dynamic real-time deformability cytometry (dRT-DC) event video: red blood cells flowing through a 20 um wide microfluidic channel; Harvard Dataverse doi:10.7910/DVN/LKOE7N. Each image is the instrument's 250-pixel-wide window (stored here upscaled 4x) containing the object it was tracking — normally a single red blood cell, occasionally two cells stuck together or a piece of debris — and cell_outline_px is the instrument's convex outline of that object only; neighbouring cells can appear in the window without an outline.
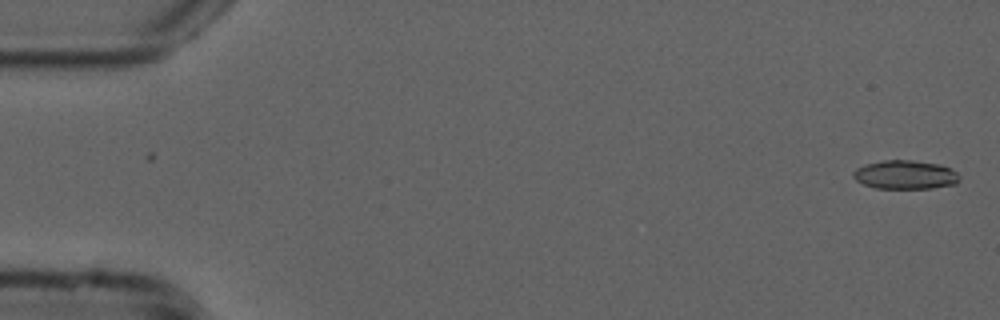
{"species": "common noctule bat (a hibernating species)", "species_latin": "Nyctalus noctula", "temperature_condition": "cold", "stored_images_in_passage": 4, "camera_frame_rate_fps": 3000, "um_per_image_px": 0.085, "animal": {"sex": "male", "forearm_length_mm": 52.5}, "frame": {"image": 1, "passage_image": 1, "time_ms": 0.0, "image_size_px": [1000, 320], "cell_outline_px": [[960, 180], [956, 184], [932, 188], [876, 188], [864, 184], [856, 180], [852, 176], [852, 172], [856, 168], [864, 164], [884, 160], [912, 160], [940, 164], [952, 168], [960, 176]], "centroid_in_image_um": [76.96, 14.84], "position_along_channel_um": 8.0, "area_um2": 17.98}}